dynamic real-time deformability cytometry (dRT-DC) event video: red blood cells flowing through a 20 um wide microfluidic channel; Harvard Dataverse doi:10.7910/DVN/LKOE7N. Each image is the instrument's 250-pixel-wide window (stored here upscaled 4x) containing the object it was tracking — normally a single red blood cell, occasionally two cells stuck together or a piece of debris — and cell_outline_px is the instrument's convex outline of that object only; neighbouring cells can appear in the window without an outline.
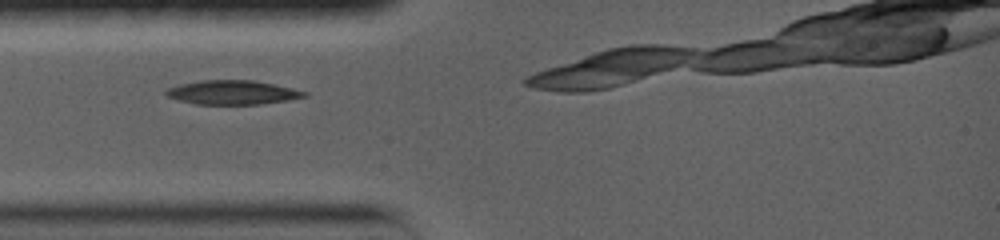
{"species": "common noctule bat (a hibernating species)", "species_latin": "Nyctalus noctula", "temperature_condition": "warm", "stored_images_in_passage": 42, "camera_frame_rate_fps": 5000, "um_per_image_px": 0.085, "animal": {"sex": "female", "body_mass_g": 19.0, "forearm_length_mm": 56.7}, "frame": {"image": 1, "passage_image": 1, "time_ms": 0.0, "image_size_px": [1000, 240], "cell_outline_px": [[308, 96], [288, 100], [260, 104], [196, 104], [180, 100], [168, 96], [164, 92], [168, 88], [180, 84], [200, 80], [256, 80], [292, 88], [308, 92]], "centroid_in_image_um": [19.79, 7.85], "position_along_channel_um": 65.2, "area_um2": 19.36}}
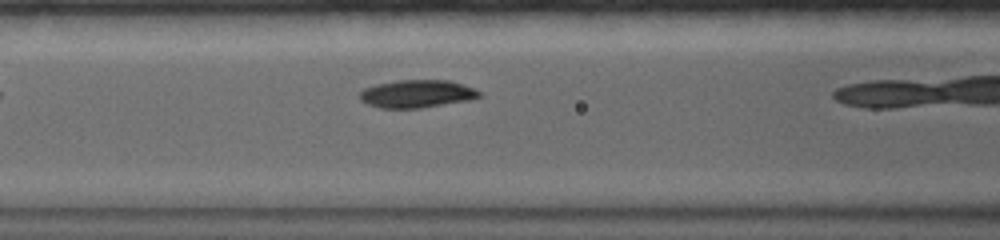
{"frame": {"image": 2, "passage_image": 16, "time_ms": 1.8, "image_size_px": [1000, 240], "cell_outline_px": [[480, 96], [468, 100], [420, 108], [380, 108], [368, 104], [360, 100], [360, 92], [364, 88], [376, 84], [396, 80], [448, 80], [472, 88], [480, 92]], "centroid_in_image_um": [35.38, 7.97], "position_along_channel_um": 131.2, "area_um2": 19.13}}
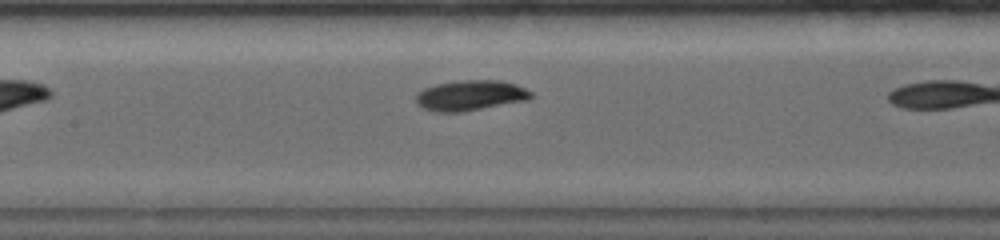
{"frame": {"image": 3, "passage_image": 23, "time_ms": 2.8, "image_size_px": [1000, 240], "cell_outline_px": [[532, 96], [528, 100], [460, 112], [436, 112], [424, 108], [416, 104], [416, 92], [424, 88], [436, 84], [456, 80], [500, 80], [516, 84], [532, 92]], "centroid_in_image_um": [39.95, 8.1], "position_along_channel_um": 167.4, "area_um2": 20.4}}